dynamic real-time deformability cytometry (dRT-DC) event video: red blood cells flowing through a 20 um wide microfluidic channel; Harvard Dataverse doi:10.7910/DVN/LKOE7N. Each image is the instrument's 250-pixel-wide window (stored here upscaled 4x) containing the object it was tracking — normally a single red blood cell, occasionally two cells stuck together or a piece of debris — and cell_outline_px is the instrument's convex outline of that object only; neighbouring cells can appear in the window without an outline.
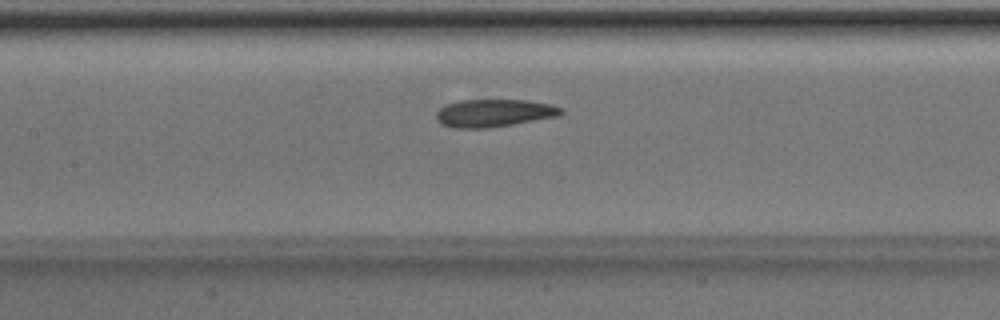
{"species": "Egyptian fruit bat (a non-hibernating species)", "species_latin": "Rousettus aegyptiacus", "temperature_condition": "room temperature", "stored_images_in_passage": 45, "camera_frame_rate_fps": 3000, "um_per_image_px": 0.085, "animal": {"sex": "male"}, "frame": {"image": 1, "passage_image": 18, "time_ms": 5.667, "image_size_px": [1000, 320], "cell_outline_px": [[564, 112], [560, 116], [488, 128], [452, 128], [440, 124], [436, 120], [436, 112], [444, 104], [456, 100], [524, 100], [552, 104], [564, 108]], "centroid_in_image_um": [41.97, 9.6], "position_along_channel_um": 165.4, "area_um2": 20.46}}
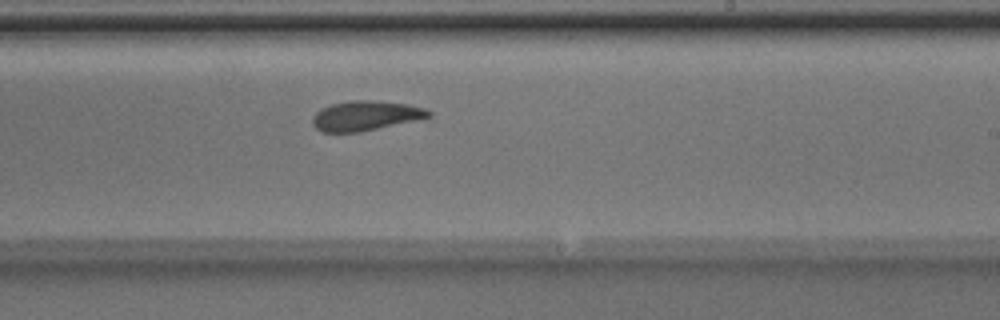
{"frame": {"image": 2, "passage_image": 25, "time_ms": 8.0, "image_size_px": [1000, 320], "cell_outline_px": [[432, 116], [420, 120], [360, 132], [324, 132], [316, 128], [312, 124], [312, 120], [316, 112], [320, 108], [332, 104], [348, 100], [372, 100], [408, 104], [424, 108], [432, 112]], "centroid_in_image_um": [31.1, 9.83], "position_along_channel_um": 257.9, "area_um2": 20.35}}
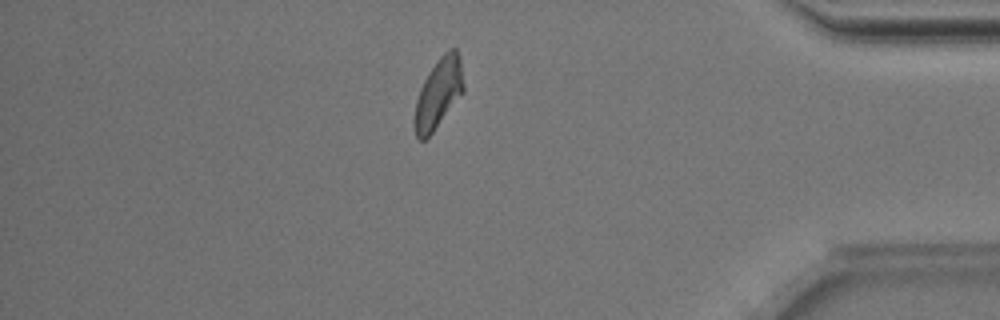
{"frame": {"image": 3, "passage_image": 38, "time_ms": 12.333, "image_size_px": [1000, 320], "cell_outline_px": [[464, 92], [432, 132], [424, 140], [420, 140], [416, 136], [412, 120], [416, 100], [420, 88], [428, 72], [440, 56], [444, 52], [452, 48], [456, 48], [460, 56], [464, 84]], "centroid_in_image_um": [37.26, 7.92], "position_along_channel_um": 397.9, "area_um2": 20.06}, "authors_computed_cell_mechanics": {"area_um2": 20.3456, "velocity_mm_per_s": 3.9898, "shape_relaxation_time_tau1_ms": 3.2954, "shape_relaxation_time_tau2_ms": 1.9011, "deformation_change_tau1": 0.1338, "deformation_change_tau2": 0.0858}}